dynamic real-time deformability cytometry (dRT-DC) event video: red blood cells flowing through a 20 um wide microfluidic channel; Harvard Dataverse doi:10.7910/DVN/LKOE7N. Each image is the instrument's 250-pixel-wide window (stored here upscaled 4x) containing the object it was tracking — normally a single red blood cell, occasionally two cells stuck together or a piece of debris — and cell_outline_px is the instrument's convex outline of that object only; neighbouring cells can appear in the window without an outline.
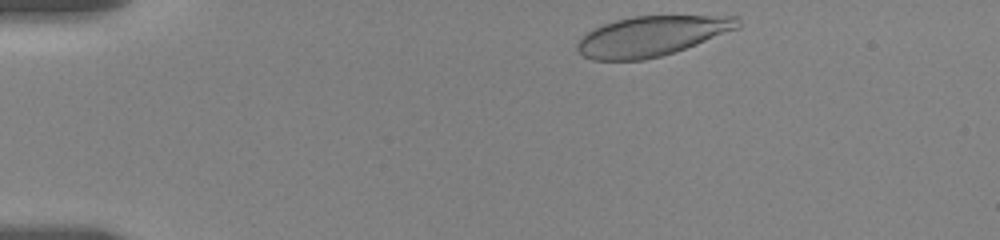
{"species": "human", "species_latin": "Homo sapiens", "temperature_condition": "room temperature", "stored_images_in_passage": 20, "camera_frame_rate_fps": 3000, "um_per_image_px": 0.085, "donor": {"sex": "female"}, "frame": {"image": 1, "passage_image": 1, "time_ms": 0.0, "image_size_px": [1000, 240], "cell_outline_px": [[740, 28], [696, 44], [660, 56], [644, 60], [592, 60], [584, 56], [576, 48], [576, 44], [588, 32], [604, 24], [616, 20], [632, 16], [740, 16]], "centroid_in_image_um": [55.41, 3.06], "position_along_channel_um": 29.6, "area_um2": 37.05}}
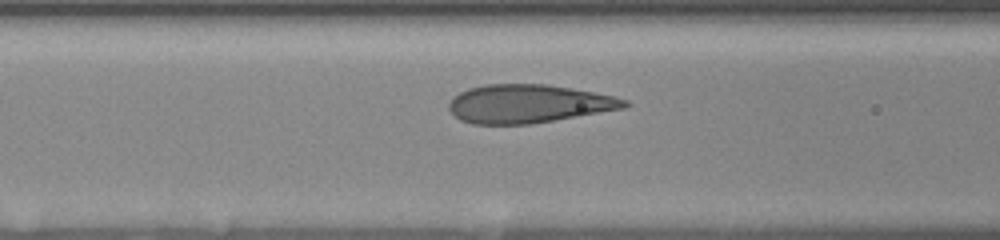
{"frame": {"image": 2, "passage_image": 8, "time_ms": 4.667, "image_size_px": [1000, 240], "cell_outline_px": [[632, 104], [624, 108], [528, 124], [472, 124], [460, 120], [448, 108], [448, 104], [452, 96], [468, 88], [484, 84], [548, 84], [572, 88], [612, 96], [628, 100]], "centroid_in_image_um": [44.87, 8.81], "position_along_channel_um": 121.7, "area_um2": 39.13}}
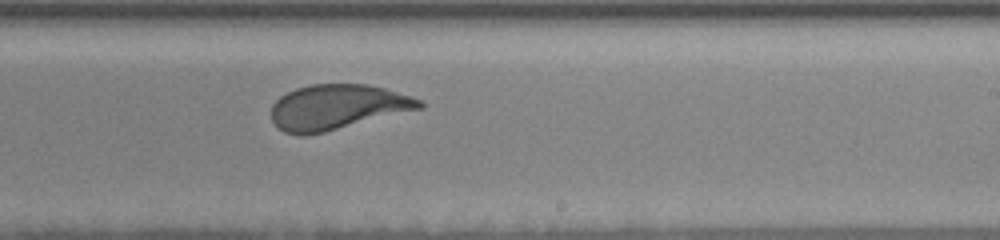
{"frame": {"image": 3, "passage_image": 20, "time_ms": 8.667, "image_size_px": [1000, 240], "cell_outline_px": [[424, 108], [324, 132], [304, 136], [300, 136], [284, 132], [276, 128], [272, 120], [272, 104], [280, 96], [296, 88], [312, 84], [368, 84], [384, 88], [412, 96], [420, 100], [424, 104]], "centroid_in_image_um": [28.66, 9.11], "position_along_channel_um": 260.3, "area_um2": 39.07}}